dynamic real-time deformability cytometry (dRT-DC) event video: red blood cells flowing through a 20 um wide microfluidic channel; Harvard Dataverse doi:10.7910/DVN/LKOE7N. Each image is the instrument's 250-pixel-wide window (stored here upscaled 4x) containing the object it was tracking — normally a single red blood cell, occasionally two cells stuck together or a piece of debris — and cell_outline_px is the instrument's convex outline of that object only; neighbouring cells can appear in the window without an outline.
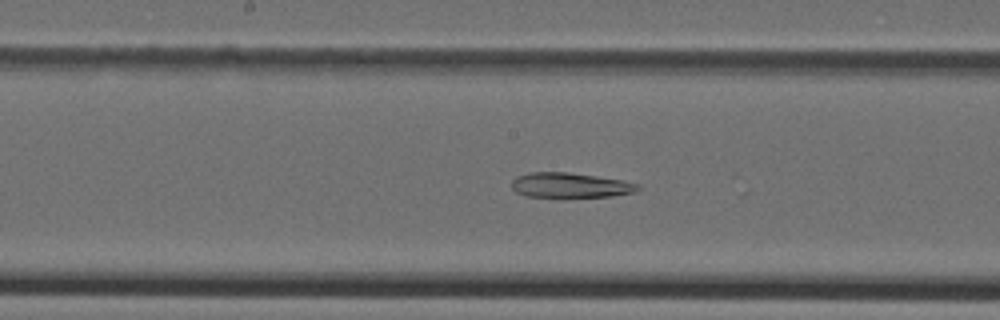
{"species": "Egyptian fruit bat (a non-hibernating species)", "species_latin": "Rousettus aegyptiacus", "temperature_condition": "cold", "stored_images_in_passage": 40, "camera_frame_rate_fps": 3000, "um_per_image_px": 0.085, "animal": {"sex": "female"}, "frame": {"image": 1, "passage_image": 25, "time_ms": 8.0, "image_size_px": [1000, 320], "cell_outline_px": [[640, 188], [636, 192], [612, 196], [524, 196], [516, 192], [512, 188], [512, 180], [516, 176], [528, 172], [568, 172], [624, 180], [640, 184]], "centroid_in_image_um": [48.48, 15.73], "position_along_channel_um": 199.7, "area_um2": 18.26}}
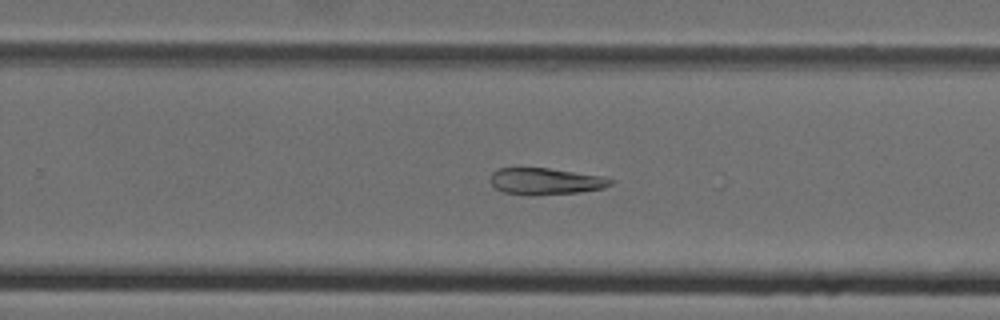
{"frame": {"image": 2, "passage_image": 31, "time_ms": 10.0, "image_size_px": [1000, 320], "cell_outline_px": [[616, 180], [612, 184], [604, 188], [580, 192], [532, 196], [524, 196], [504, 192], [496, 188], [492, 184], [492, 172], [496, 168], [548, 168], [604, 176]], "centroid_in_image_um": [46.41, 15.42], "position_along_channel_um": 283.4, "area_um2": 18.9}}
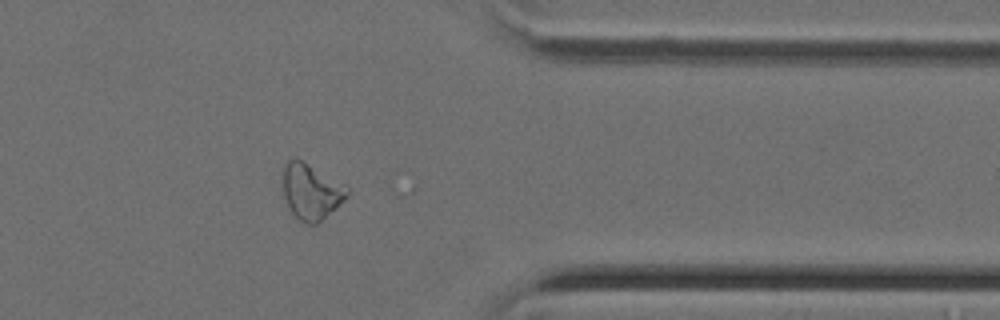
{"frame": {"image": 3, "passage_image": 39, "time_ms": 12.667, "image_size_px": [1000, 320], "cell_outline_px": [[348, 196], [344, 200], [316, 224], [304, 224], [292, 212], [280, 188], [280, 172], [284, 164], [292, 156], [348, 184]], "centroid_in_image_um": [26.4, 16.22], "position_along_channel_um": 385.0, "area_um2": 21.39}}